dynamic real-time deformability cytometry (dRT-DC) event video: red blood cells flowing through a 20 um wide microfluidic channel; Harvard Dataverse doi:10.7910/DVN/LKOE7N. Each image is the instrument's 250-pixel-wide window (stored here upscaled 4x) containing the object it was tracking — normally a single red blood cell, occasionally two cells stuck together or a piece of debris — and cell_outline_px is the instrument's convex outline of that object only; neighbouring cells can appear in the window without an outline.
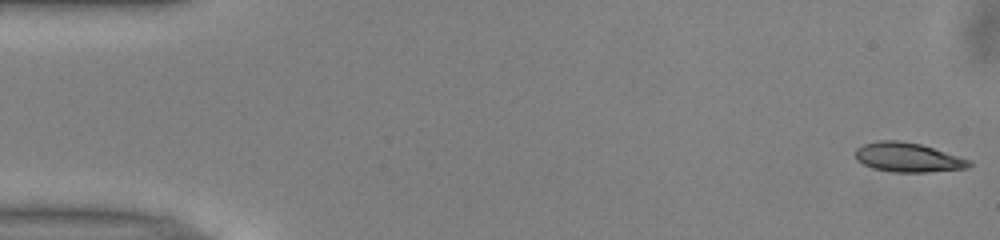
{"species": "common noctule bat (a hibernating species)", "species_latin": "Nyctalus noctula", "temperature_condition": "warm", "stored_images_in_passage": 51, "camera_frame_rate_fps": 3000, "um_per_image_px": 0.085, "animal": {"sex": "male", "body_mass_g": 13.0, "forearm_length_mm": 53.1}, "frame": {"image": 1, "passage_image": 1, "time_ms": 0.0, "image_size_px": [1000, 240], "cell_outline_px": [[972, 164], [968, 168], [928, 172], [892, 172], [872, 168], [856, 160], [856, 148], [864, 144], [876, 140], [900, 140], [920, 144], [972, 160]], "centroid_in_image_um": [77.17, 13.38], "position_along_channel_um": 7.8, "area_um2": 19.54}}
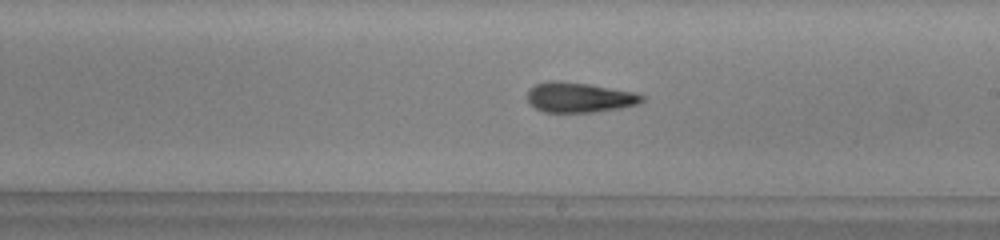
{"frame": {"image": 2, "passage_image": 29, "time_ms": 9.333, "image_size_px": [1000, 240], "cell_outline_px": [[644, 100], [640, 104], [620, 108], [592, 112], [544, 112], [536, 108], [528, 100], [528, 88], [536, 84], [552, 80], [560, 80], [588, 84], [632, 92], [644, 96]], "centroid_in_image_um": [49.23, 8.27], "position_along_channel_um": 239.8, "area_um2": 19.94}}
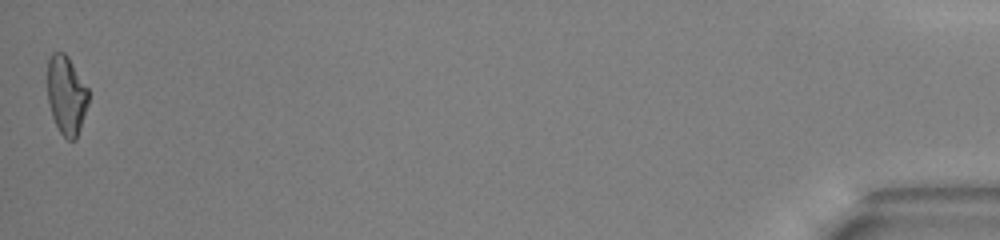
{"frame": {"image": 3, "passage_image": 51, "time_ms": 16.667, "image_size_px": [1000, 240], "cell_outline_px": [[88, 104], [76, 140], [68, 140], [60, 132], [52, 116], [48, 104], [48, 60], [52, 52], [64, 52], [68, 56], [88, 88]], "centroid_in_image_um": [5.64, 8.08], "position_along_channel_um": 429.6, "area_um2": 18.79}, "authors_computed_cell_mechanics": {"area_um2": 19.652, "velocity_mm_per_s": 3.9803, "shape_relaxation_time_tau1_ms": 7.9036, "shape_relaxation_time_tau2_ms": 3.502, "deformation_change_tau1": 0.2331, "deformation_change_tau2": 0.1401}}